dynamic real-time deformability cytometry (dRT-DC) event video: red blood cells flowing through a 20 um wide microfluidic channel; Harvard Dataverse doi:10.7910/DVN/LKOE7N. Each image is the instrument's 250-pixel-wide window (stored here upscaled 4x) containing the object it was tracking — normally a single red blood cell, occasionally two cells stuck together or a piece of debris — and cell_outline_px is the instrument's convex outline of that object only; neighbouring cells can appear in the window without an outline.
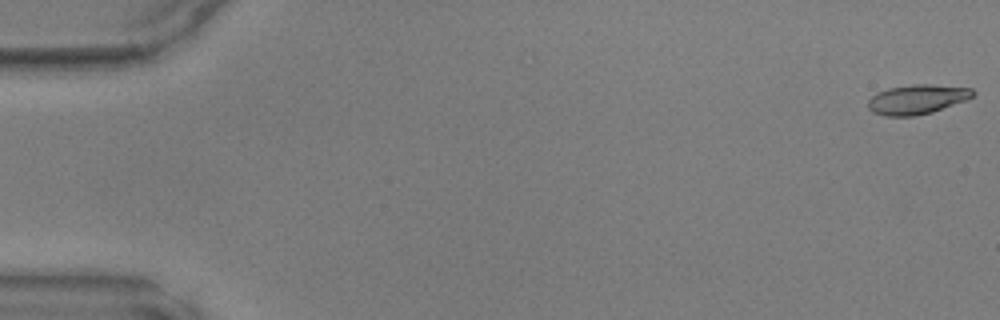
{"species": "common noctule bat (a hibernating species)", "species_latin": "Nyctalus noctula", "temperature_condition": "warm", "stored_images_in_passage": 7, "camera_frame_rate_fps": 3000, "um_per_image_px": 0.085, "animal": {"sex": "male", "body_mass_g": 17.9, "forearm_length_mm": 54.2}, "frame": {"image": 1, "passage_image": 1, "time_ms": 0.0, "image_size_px": [1000, 320], "cell_outline_px": [[976, 92], [972, 96], [964, 100], [932, 112], [912, 116], [884, 116], [872, 112], [868, 108], [868, 100], [876, 92], [888, 88], [912, 84], [928, 84], [972, 88]], "centroid_in_image_um": [77.9, 8.44], "position_along_channel_um": 7.1, "area_um2": 17.98}}